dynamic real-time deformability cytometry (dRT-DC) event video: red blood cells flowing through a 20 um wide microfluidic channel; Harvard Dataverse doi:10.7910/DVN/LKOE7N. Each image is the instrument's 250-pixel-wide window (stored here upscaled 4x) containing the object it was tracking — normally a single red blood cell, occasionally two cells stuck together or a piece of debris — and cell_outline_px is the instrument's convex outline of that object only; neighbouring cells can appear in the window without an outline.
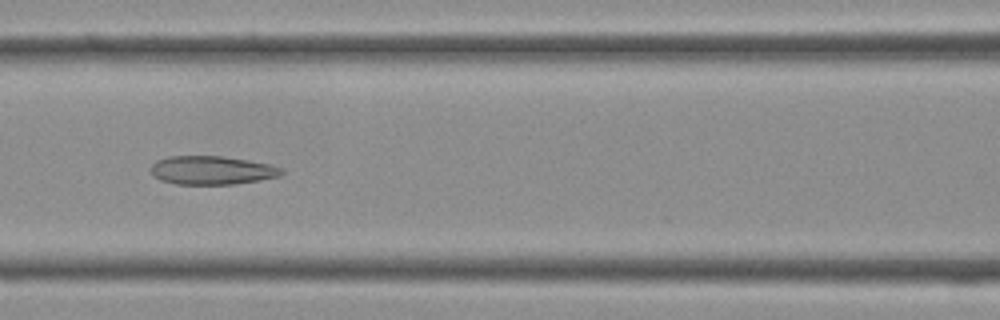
{"species": "Egyptian fruit bat (a non-hibernating species)", "species_latin": "Rousettus aegyptiacus", "temperature_condition": "cold", "stored_images_in_passage": 19, "camera_frame_rate_fps": 3000, "um_per_image_px": 0.085, "frame": {"image": 1, "passage_image": 16, "time_ms": 5.0, "image_size_px": [1000, 320], "cell_outline_px": [[284, 172], [280, 176], [260, 180], [236, 184], [176, 184], [160, 180], [152, 176], [148, 168], [156, 160], [168, 156], [220, 156], [248, 160], [268, 164], [280, 168]], "centroid_in_image_um": [17.94, 14.47], "position_along_channel_um": 148.7, "area_um2": 21.91}}
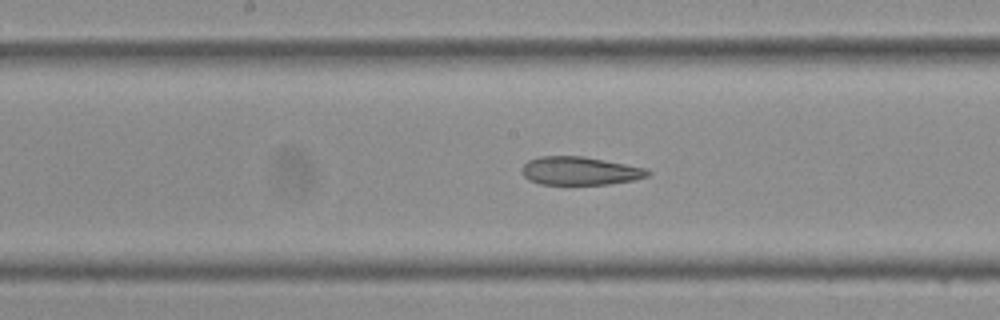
{"frame": {"image": 2, "passage_image": 19, "time_ms": 6.0, "image_size_px": [1000, 320], "cell_outline_px": [[652, 172], [648, 176], [632, 180], [608, 184], [540, 184], [528, 180], [520, 172], [520, 168], [528, 160], [540, 156], [584, 156], [648, 168]], "centroid_in_image_um": [49.27, 14.52], "position_along_channel_um": 198.9, "area_um2": 20.92}}